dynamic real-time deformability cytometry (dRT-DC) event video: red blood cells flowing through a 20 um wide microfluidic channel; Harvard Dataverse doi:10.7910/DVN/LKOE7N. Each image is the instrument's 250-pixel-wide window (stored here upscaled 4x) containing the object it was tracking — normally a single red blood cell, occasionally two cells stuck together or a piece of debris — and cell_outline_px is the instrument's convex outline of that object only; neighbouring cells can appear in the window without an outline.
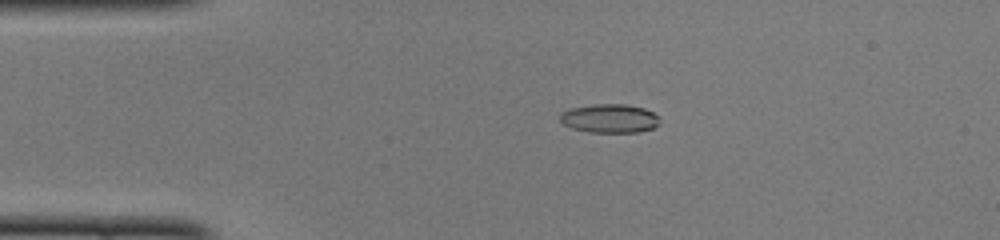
{"species": "common noctule bat (a hibernating species)", "species_latin": "Nyctalus noctula", "temperature_condition": "cold", "stored_images_in_passage": 49, "camera_frame_rate_fps": 3000, "um_per_image_px": 0.085, "animal": {"sex": "female", "body_mass_g": 22.0, "forearm_length_mm": 56.7}, "frame": {"image": 1, "passage_image": 10, "time_ms": 3.0, "image_size_px": [1000, 240], "cell_outline_px": [[660, 124], [652, 128], [640, 132], [588, 132], [572, 128], [564, 124], [560, 120], [560, 112], [572, 108], [596, 104], [624, 104], [644, 108], [660, 116]], "centroid_in_image_um": [51.85, 10.07], "position_along_channel_um": 33.2, "area_um2": 16.76}}
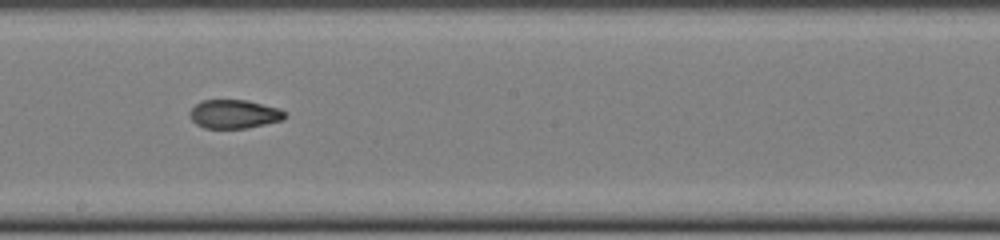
{"frame": {"image": 2, "passage_image": 27, "time_ms": 8.667, "image_size_px": [1000, 240], "cell_outline_px": [[288, 116], [284, 120], [248, 128], [204, 128], [196, 124], [188, 116], [188, 112], [200, 100], [248, 100], [280, 108], [288, 112]], "centroid_in_image_um": [19.94, 9.69], "position_along_channel_um": 228.3, "area_um2": 16.3}}
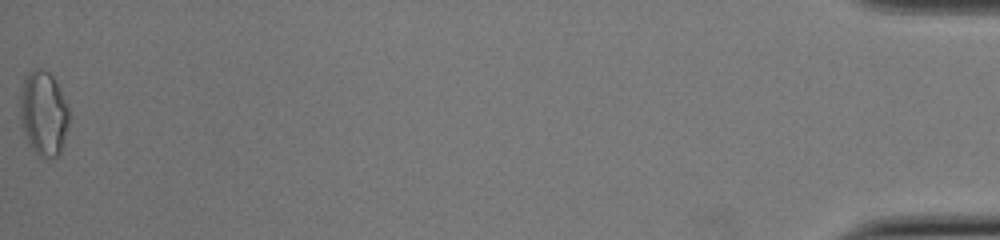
{"frame": {"image": 3, "passage_image": 49, "time_ms": 16.0, "image_size_px": [1000, 240], "cell_outline_px": [[68, 124], [60, 152], [56, 156], [44, 160], [28, 144], [20, 120], [20, 88], [24, 80], [36, 68], [40, 68], [48, 72], [52, 76], [68, 108]], "centroid_in_image_um": [3.67, 9.67], "position_along_channel_um": 431.5, "area_um2": 23.7}, "authors_computed_cell_mechanics": {"area_um2": 16.762, "velocity_mm_per_s": 4.1206, "shape_relaxation_time_tau1_ms": null, "shape_relaxation_time_tau2_ms": 1.5877, "deformation_change_tau1": null, "deformation_change_tau2": 0.0702}}